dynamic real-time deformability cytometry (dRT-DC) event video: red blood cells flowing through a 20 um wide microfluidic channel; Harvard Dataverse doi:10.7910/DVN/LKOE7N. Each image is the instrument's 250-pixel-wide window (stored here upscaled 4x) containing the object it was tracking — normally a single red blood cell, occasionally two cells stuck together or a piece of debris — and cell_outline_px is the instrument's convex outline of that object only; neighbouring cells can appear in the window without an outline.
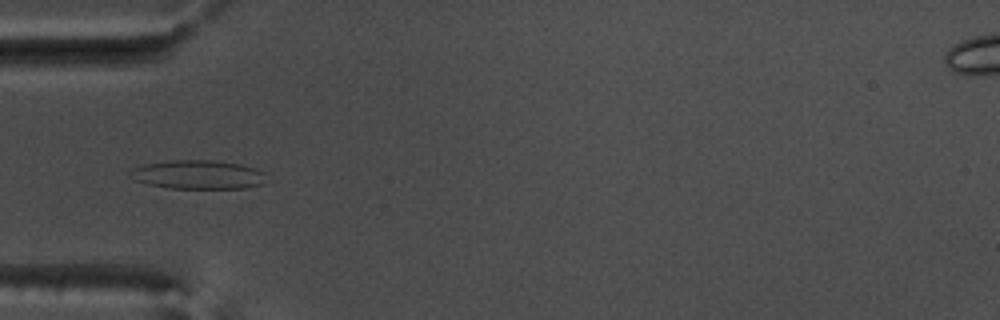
{"species": "common noctule bat (a hibernating species)", "species_latin": "Nyctalus noctula", "temperature_condition": "warm", "stored_images_in_passage": 55, "camera_frame_rate_fps": 3000, "um_per_image_px": 0.085, "animal": {"sex": "male", "body_mass_g": 17.5, "forearm_length_mm": 52.3}, "frame": {"image": 1, "passage_image": 18, "time_ms": 5.667, "image_size_px": [1000, 320], "cell_outline_px": [[268, 172], [264, 184], [248, 188], [168, 188], [148, 184], [136, 180], [128, 176], [136, 168], [144, 164], [172, 160], [212, 160], [240, 164]], "centroid_in_image_um": [16.92, 14.85], "position_along_channel_um": 68.1, "area_um2": 22.95}}
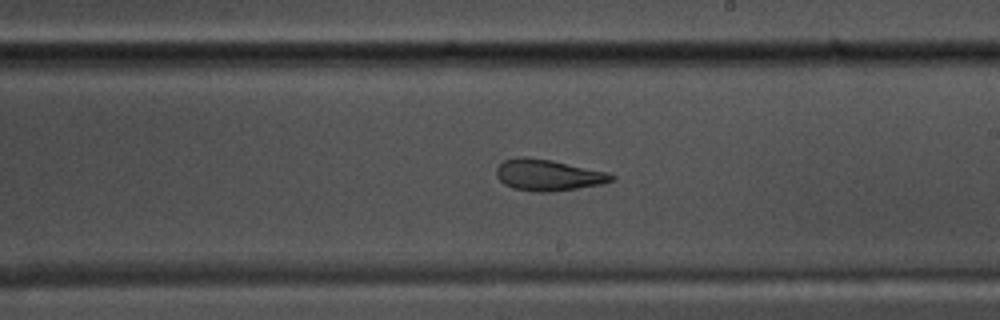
{"frame": {"image": 2, "passage_image": 32, "time_ms": 10.333, "image_size_px": [1000, 320], "cell_outline_px": [[616, 180], [600, 184], [552, 192], [536, 192], [512, 188], [504, 184], [496, 176], [496, 168], [504, 160], [516, 156], [528, 156], [552, 160], [604, 172], [616, 176]], "centroid_in_image_um": [46.53, 14.87], "position_along_channel_um": 242.5, "area_um2": 20.98}}
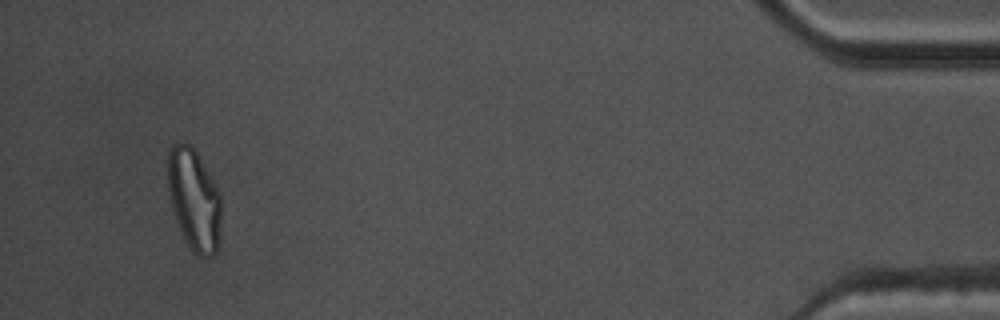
{"frame": {"image": 3, "passage_image": 52, "time_ms": 17.0, "image_size_px": [1000, 320], "cell_outline_px": [[220, 220], [216, 252], [212, 256], [196, 256], [192, 252], [176, 220], [172, 208], [168, 188], [168, 152], [172, 144], [184, 140], [196, 152], [216, 188], [220, 196]], "centroid_in_image_um": [16.46, 16.95], "position_along_channel_um": 418.7, "area_um2": 30.92}, "authors_computed_cell_mechanics": {"area_um2": 23.8136, "velocity_mm_per_s": 3.7485, "shape_relaxation_time_tau1_ms": null, "shape_relaxation_time_tau2_ms": 2.2612, "deformation_change_tau1": null, "deformation_change_tau2": 0.1085}}